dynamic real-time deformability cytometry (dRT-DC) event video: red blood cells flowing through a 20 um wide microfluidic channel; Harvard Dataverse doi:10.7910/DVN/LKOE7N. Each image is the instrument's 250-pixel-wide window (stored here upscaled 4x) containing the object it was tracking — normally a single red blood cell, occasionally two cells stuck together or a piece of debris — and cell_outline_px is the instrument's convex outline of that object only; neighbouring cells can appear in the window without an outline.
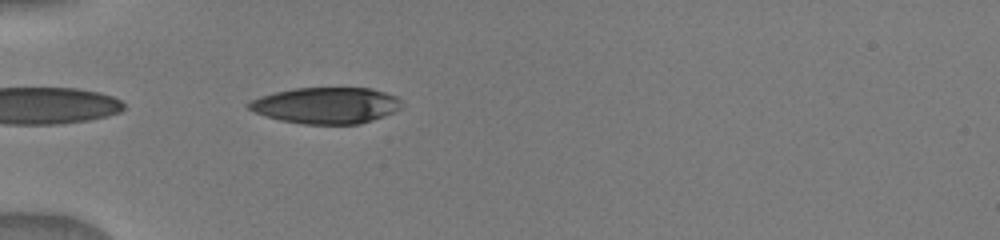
{"species": "human", "species_latin": "Homo sapiens", "temperature_condition": "warm", "stored_images_in_passage": 5, "camera_frame_rate_fps": 3000, "um_per_image_px": 0.085, "donor": {"sex": "male"}, "frame": {"image": 1, "passage_image": 1, "time_ms": 0.0, "image_size_px": [1000, 240], "cell_outline_px": [[404, 104], [400, 108], [384, 116], [360, 124], [304, 124], [280, 120], [264, 116], [248, 108], [244, 104], [260, 96], [292, 88], [372, 88], [396, 96]], "centroid_in_image_um": [27.71, 8.96], "position_along_channel_um": 57.3, "area_um2": 32.37}}
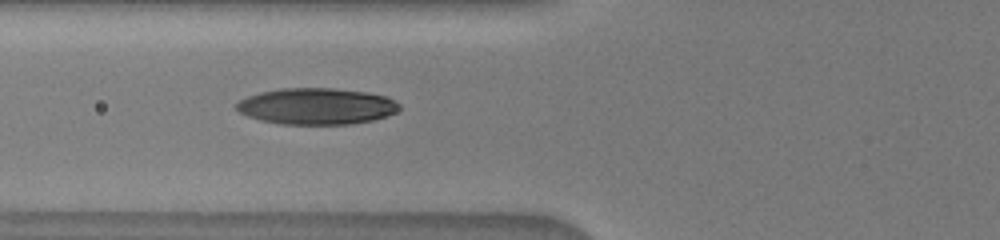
{"frame": {"image": 2, "passage_image": 4, "time_ms": 1.333, "image_size_px": [1000, 240], "cell_outline_px": [[400, 108], [396, 112], [388, 116], [372, 120], [352, 124], [280, 124], [260, 120], [248, 116], [240, 112], [236, 108], [236, 104], [240, 100], [248, 96], [260, 92], [280, 88], [332, 88], [368, 92], [388, 96], [396, 100], [400, 104]], "centroid_in_image_um": [26.95, 9.03], "position_along_channel_um": 98.9, "area_um2": 34.74}}